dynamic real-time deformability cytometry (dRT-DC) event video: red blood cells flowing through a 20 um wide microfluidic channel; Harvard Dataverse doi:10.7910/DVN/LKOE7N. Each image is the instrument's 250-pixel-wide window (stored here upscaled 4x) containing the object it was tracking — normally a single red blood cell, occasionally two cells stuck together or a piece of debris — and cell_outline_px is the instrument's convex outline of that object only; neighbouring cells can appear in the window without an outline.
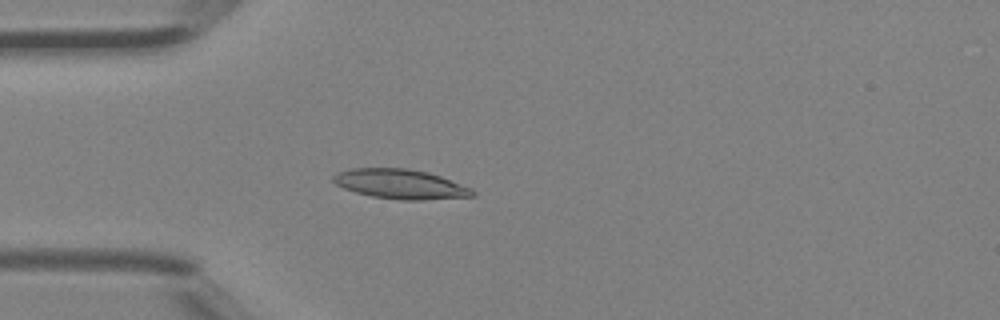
{"species": "Egyptian fruit bat (a non-hibernating species)", "species_latin": "Rousettus aegyptiacus", "temperature_condition": "room temperature", "stored_images_in_passage": 3, "camera_frame_rate_fps": 3000, "um_per_image_px": 0.085, "animal": {"sex": "female"}, "frame": {"image": 1, "passage_image": 3, "time_ms": 0.667, "image_size_px": [1000, 320], "cell_outline_px": [[476, 196], [424, 200], [400, 200], [372, 196], [356, 192], [344, 188], [336, 184], [332, 180], [332, 176], [336, 172], [352, 168], [408, 168], [428, 172], [440, 176], [472, 188], [476, 192]], "centroid_in_image_um": [34.05, 15.64], "position_along_channel_um": 51.0, "area_um2": 24.16}}